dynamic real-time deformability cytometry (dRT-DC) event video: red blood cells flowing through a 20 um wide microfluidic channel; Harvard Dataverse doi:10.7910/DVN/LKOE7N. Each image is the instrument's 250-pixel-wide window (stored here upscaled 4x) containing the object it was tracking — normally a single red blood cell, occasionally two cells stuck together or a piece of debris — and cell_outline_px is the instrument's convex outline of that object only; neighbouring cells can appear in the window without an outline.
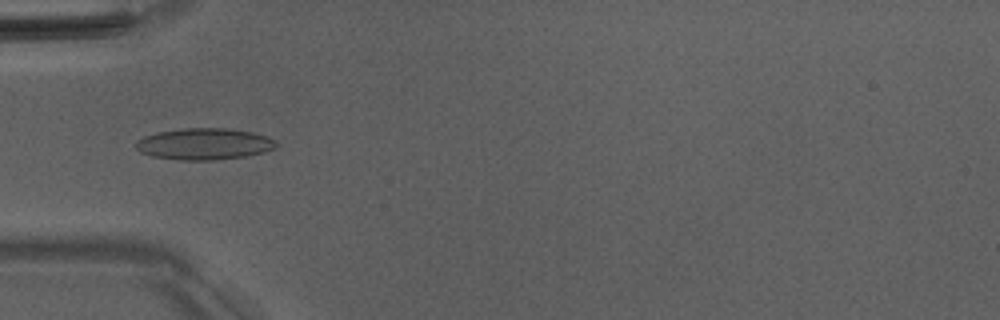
{"species": "Egyptian fruit bat (a non-hibernating species)", "species_latin": "Rousettus aegyptiacus", "temperature_condition": "room temperature", "stored_images_in_passage": 50, "camera_frame_rate_fps": 3000, "um_per_image_px": 0.085, "animal": {"sex": "male"}, "frame": {"image": 1, "passage_image": 16, "time_ms": 5.0, "image_size_px": [1000, 320], "cell_outline_px": [[276, 148], [264, 152], [248, 156], [212, 160], [180, 160], [152, 156], [140, 152], [136, 148], [136, 140], [144, 136], [156, 132], [184, 128], [224, 128], [252, 132], [264, 136], [272, 140], [276, 144]], "centroid_in_image_um": [17.31, 12.24], "position_along_channel_um": 67.7, "area_um2": 25.66}}
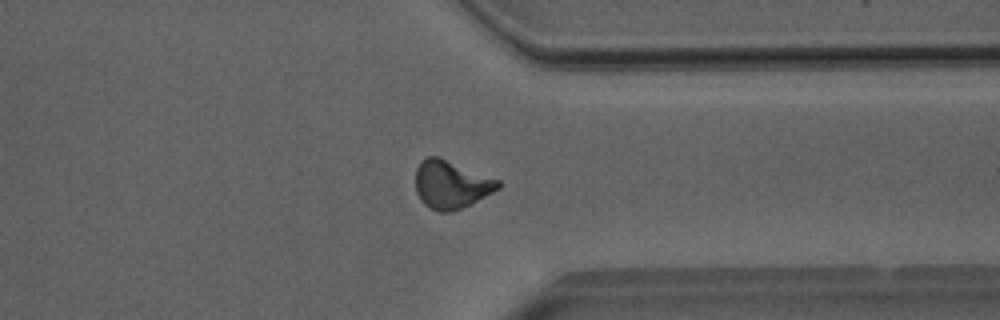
{"frame": {"image": 2, "passage_image": 39, "time_ms": 12.667, "image_size_px": [1000, 320], "cell_outline_px": [[500, 188], [472, 204], [452, 212], [440, 212], [428, 208], [420, 200], [416, 192], [416, 168], [428, 156], [436, 156], [500, 180]], "centroid_in_image_um": [38.35, 15.72], "position_along_channel_um": 373.1, "area_um2": 23.0}}
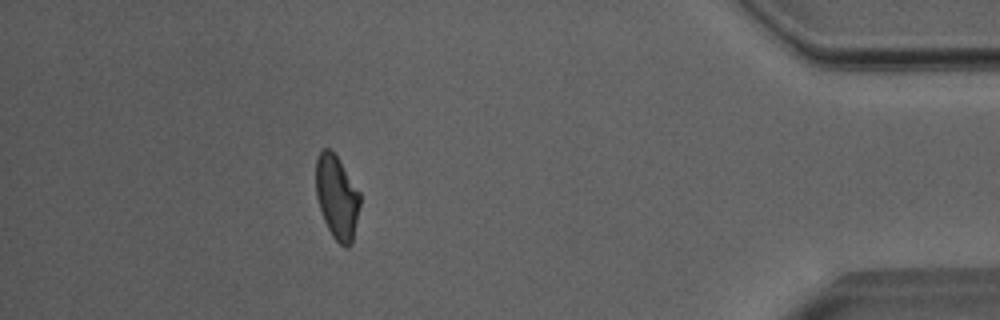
{"frame": {"image": 3, "passage_image": 45, "time_ms": 14.667, "image_size_px": [1000, 320], "cell_outline_px": [[360, 204], [352, 244], [348, 248], [344, 248], [332, 236], [324, 220], [316, 196], [316, 160], [320, 152], [324, 148], [328, 148], [336, 156], [360, 192]], "centroid_in_image_um": [28.64, 16.8], "position_along_channel_um": 406.6, "area_um2": 21.33}, "authors_computed_cell_mechanics": {"area_um2": 22.6865, "velocity_mm_per_s": 4.0148, "shape_relaxation_time_tau1_ms": 5.6074, "shape_relaxation_time_tau2_ms": 1.3655, "deformation_change_tau1": 0.1704, "deformation_change_tau2": 0.0842}}